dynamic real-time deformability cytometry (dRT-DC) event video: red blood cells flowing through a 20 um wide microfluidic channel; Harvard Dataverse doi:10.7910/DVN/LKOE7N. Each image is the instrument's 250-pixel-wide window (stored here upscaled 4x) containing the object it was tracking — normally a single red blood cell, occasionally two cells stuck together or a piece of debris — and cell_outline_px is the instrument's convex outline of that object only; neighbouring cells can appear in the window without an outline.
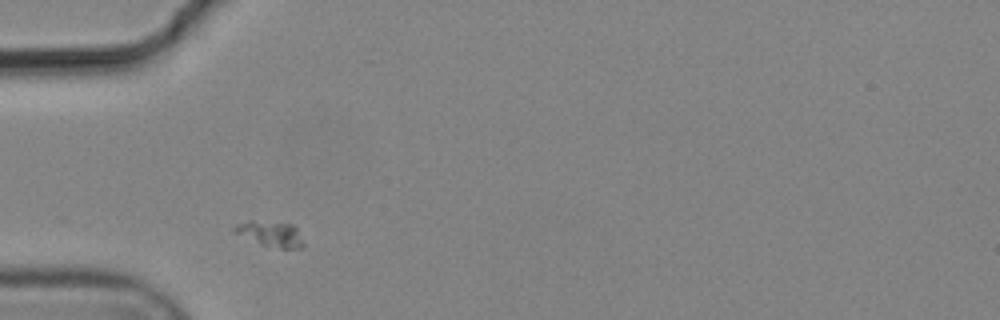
{"species": "common noctule bat (a hibernating species)", "species_latin": "Nyctalus noctula", "temperature_condition": "cold", "stored_images_in_passage": 2, "camera_frame_rate_fps": 3000, "um_per_image_px": 0.085, "animal": {"sex": "male", "body_mass_g": 19.2, "forearm_length_mm": 51.8}, "frame": {"image": 1, "passage_image": 1, "time_ms": 0.0, "image_size_px": [1000, 320], "cell_outline_px": [[304, 244], [300, 248], [280, 248], [260, 244], [232, 232], [232, 228], [236, 224], [248, 220], [252, 220], [292, 224], [296, 228]], "centroid_in_image_um": [22.93, 19.86], "position_along_channel_um": 62.1, "area_um2": 10.17}}